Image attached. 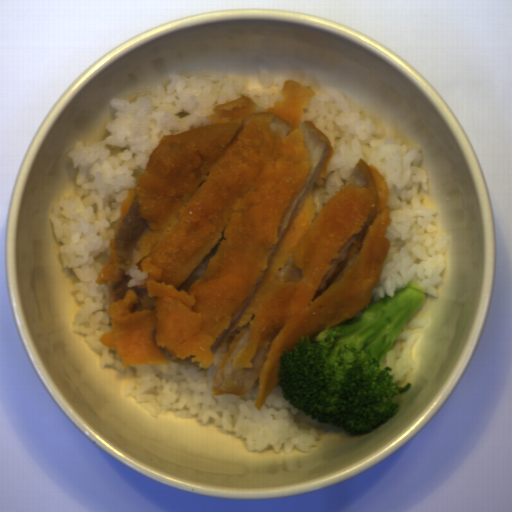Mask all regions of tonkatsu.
I'll return each mask as SVG.
<instances>
[{"label": "tonkatsu", "mask_w": 512, "mask_h": 512, "mask_svg": "<svg viewBox=\"0 0 512 512\" xmlns=\"http://www.w3.org/2000/svg\"><path fill=\"white\" fill-rule=\"evenodd\" d=\"M317 93L288 78L277 100L241 95L163 134L121 205L96 283L109 288L99 341L122 368L217 367L213 396L255 409L285 350L372 305L390 254V186L359 158L318 212L333 143L305 115Z\"/></svg>", "instance_id": "obj_1"}]
</instances>
